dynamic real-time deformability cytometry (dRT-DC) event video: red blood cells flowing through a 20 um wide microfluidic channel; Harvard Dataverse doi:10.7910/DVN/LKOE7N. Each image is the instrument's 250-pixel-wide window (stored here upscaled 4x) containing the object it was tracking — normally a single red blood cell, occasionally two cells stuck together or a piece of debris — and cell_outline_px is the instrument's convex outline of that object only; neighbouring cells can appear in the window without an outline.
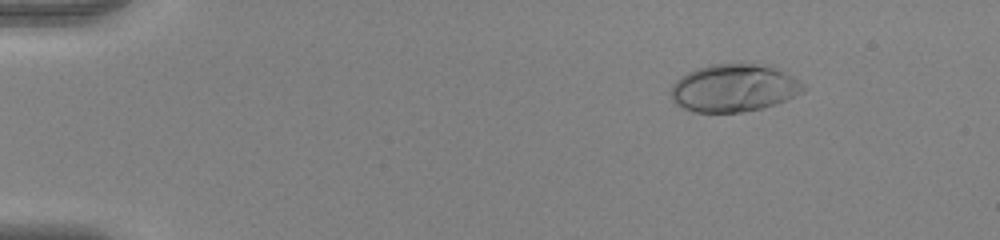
{"species": "human", "species_latin": "Homo sapiens", "temperature_condition": "warm", "stored_images_in_passage": 48, "camera_frame_rate_fps": 3000, "um_per_image_px": 0.085, "donor": {"sex": "female"}, "frame": {"image": 1, "passage_image": 2, "time_ms": 0.333, "image_size_px": [1000, 240], "cell_outline_px": [[808, 88], [804, 92], [764, 108], [744, 112], [692, 112], [680, 108], [672, 100], [668, 92], [672, 84], [680, 76], [696, 68], [708, 64], [740, 60], [768, 64], [792, 76], [804, 84]], "centroid_in_image_um": [62.35, 7.43], "position_along_channel_um": 22.6, "area_um2": 38.15}}
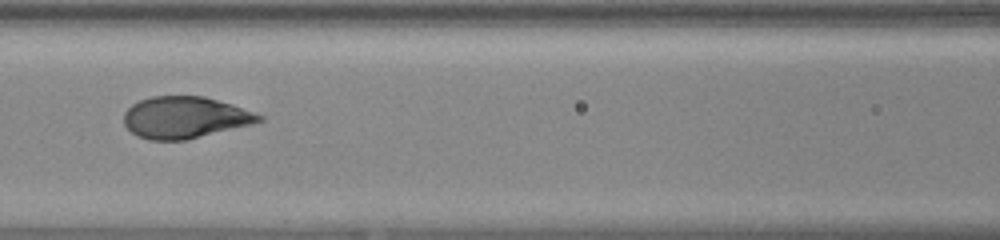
{"frame": {"image": 2, "passage_image": 20, "time_ms": 6.333, "image_size_px": [1000, 240], "cell_outline_px": [[264, 120], [252, 124], [184, 140], [148, 140], [132, 132], [124, 124], [124, 112], [132, 104], [140, 100], [152, 96], [204, 96], [232, 104], [264, 116]], "centroid_in_image_um": [15.72, 9.97], "position_along_channel_um": 150.9, "area_um2": 32.6}}
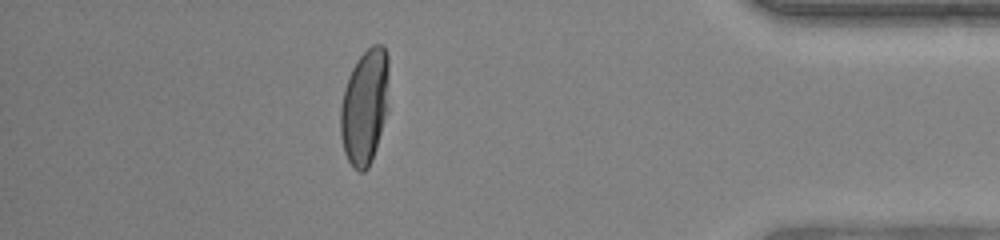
{"frame": {"image": 3, "passage_image": 42, "time_ms": 13.667, "image_size_px": [1000, 240], "cell_outline_px": [[388, 108], [376, 148], [372, 160], [368, 168], [364, 172], [360, 172], [352, 168], [344, 152], [340, 136], [340, 108], [344, 88], [348, 76], [356, 60], [372, 44], [384, 44], [388, 56]], "centroid_in_image_um": [31.0, 9.07], "position_along_channel_um": 404.2, "area_um2": 33.0}, "authors_computed_cell_mechanics": {"area_um2": 33.0327, "velocity_mm_per_s": 3.9297, "shape_relaxation_time_tau1_ms": 3.1416, "shape_relaxation_time_tau2_ms": null, "deformation_change_tau1": 0.2148, "deformation_change_tau2": null}}